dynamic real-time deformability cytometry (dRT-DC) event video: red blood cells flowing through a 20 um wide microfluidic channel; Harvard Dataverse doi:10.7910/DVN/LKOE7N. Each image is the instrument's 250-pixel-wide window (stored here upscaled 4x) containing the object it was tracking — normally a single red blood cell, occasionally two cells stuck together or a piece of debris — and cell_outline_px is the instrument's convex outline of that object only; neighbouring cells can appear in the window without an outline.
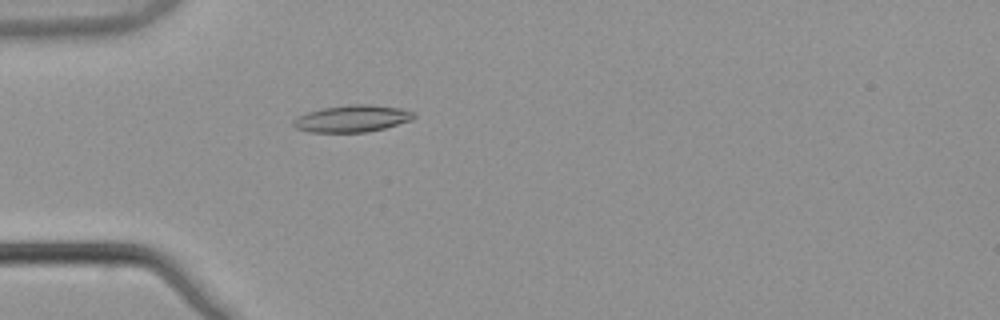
{"species": "common noctule bat (a hibernating species)", "species_latin": "Nyctalus noctula", "temperature_condition": "warm", "stored_images_in_passage": 54, "camera_frame_rate_fps": 3000, "um_per_image_px": 0.085, "animal": {"sex": "male", "body_mass_g": 21.5, "forearm_length_mm": 52.0}, "frame": {"image": 1, "passage_image": 17, "time_ms": 5.333, "image_size_px": [1000, 320], "cell_outline_px": [[416, 116], [412, 120], [384, 128], [364, 132], [308, 132], [296, 128], [292, 124], [292, 120], [308, 112], [320, 108], [352, 104], [372, 104], [400, 108], [412, 112]], "centroid_in_image_um": [29.92, 10.07], "position_along_channel_um": 55.1, "area_um2": 18.84}}
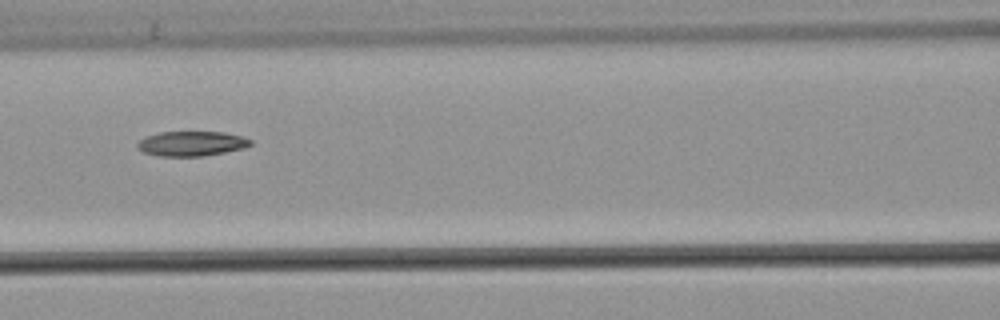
{"frame": {"image": 2, "passage_image": 25, "time_ms": 8.0, "image_size_px": [1000, 320], "cell_outline_px": [[252, 144], [244, 148], [204, 156], [156, 156], [144, 152], [136, 144], [144, 136], [160, 132], [224, 132], [240, 136], [252, 140]], "centroid_in_image_um": [16.27, 12.2], "position_along_channel_um": 150.3, "area_um2": 16.3}}
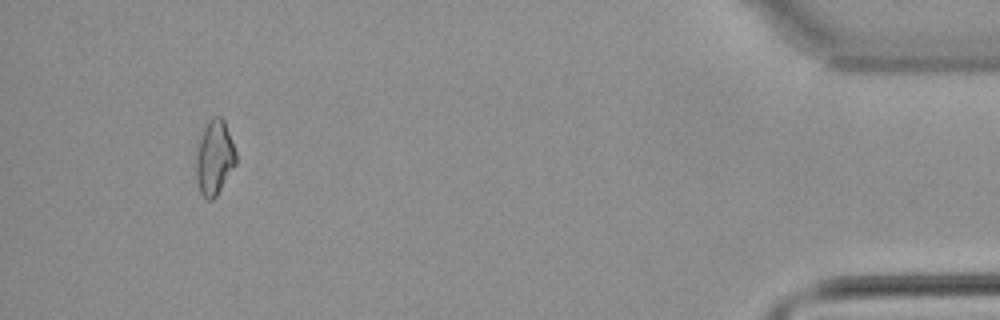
{"frame": {"image": 3, "passage_image": 51, "time_ms": 16.667, "image_size_px": [1000, 320], "cell_outline_px": [[236, 164], [216, 196], [212, 200], [208, 200], [200, 192], [196, 180], [196, 156], [200, 140], [204, 128], [208, 120], [212, 116], [220, 116], [224, 120], [236, 152]], "centroid_in_image_um": [18.23, 13.4], "position_along_channel_um": 417.0, "area_um2": 17.17}}